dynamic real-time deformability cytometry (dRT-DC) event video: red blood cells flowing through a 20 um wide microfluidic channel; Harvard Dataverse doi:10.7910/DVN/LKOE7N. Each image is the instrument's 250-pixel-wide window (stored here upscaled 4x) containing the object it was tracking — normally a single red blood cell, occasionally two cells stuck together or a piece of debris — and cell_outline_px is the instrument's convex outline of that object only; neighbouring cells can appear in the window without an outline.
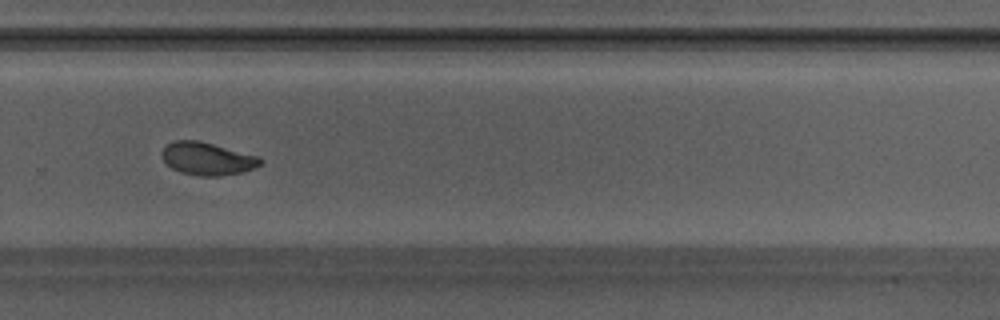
{"species": "Egyptian fruit bat (a non-hibernating species)", "species_latin": "Rousettus aegyptiacus", "temperature_condition": "warm", "stored_images_in_passage": 35, "camera_frame_rate_fps": 3000, "um_per_image_px": 0.085, "animal": {"sex": "male"}, "frame": {"image": 1, "passage_image": 20, "time_ms": 6.333, "image_size_px": [1000, 320], "cell_outline_px": [[264, 164], [244, 172], [220, 176], [200, 176], [180, 172], [172, 168], [160, 156], [160, 152], [168, 144], [176, 140], [200, 140], [256, 156], [264, 160]], "centroid_in_image_um": [17.63, 13.49], "position_along_channel_um": 312.2, "area_um2": 18.84}, "authors_computed_cell_mechanics": {"area_um2": 19.1318, "velocity_mm_per_s": 4.167, "shape_relaxation_time_tau1_ms": 3.6852, "shape_relaxation_time_tau2_ms": 1.4654, "deformation_change_tau1": 0.1725, "deformation_change_tau2": 0.058}}